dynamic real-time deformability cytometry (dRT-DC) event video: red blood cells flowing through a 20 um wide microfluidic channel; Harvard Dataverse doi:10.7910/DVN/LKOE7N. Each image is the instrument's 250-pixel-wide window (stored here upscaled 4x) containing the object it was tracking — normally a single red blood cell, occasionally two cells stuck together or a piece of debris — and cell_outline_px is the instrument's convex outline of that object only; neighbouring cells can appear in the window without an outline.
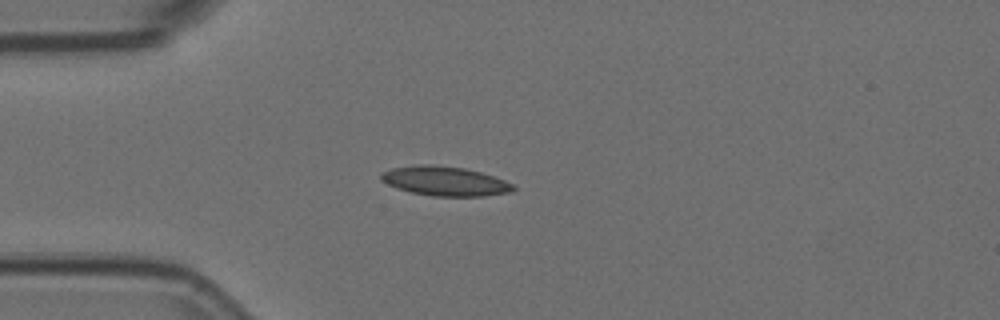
{"species": "Egyptian fruit bat (a non-hibernating species)", "species_latin": "Rousettus aegyptiacus", "temperature_condition": "room temperature", "stored_images_in_passage": 41, "camera_frame_rate_fps": 3000, "um_per_image_px": 0.085, "animal": {"sex": "female"}, "frame": {"image": 1, "passage_image": 1, "time_ms": 0.0, "image_size_px": [1000, 320], "cell_outline_px": [[516, 188], [512, 192], [484, 196], [432, 196], [412, 192], [396, 188], [380, 180], [380, 172], [392, 168], [420, 164], [432, 164], [464, 168], [480, 172], [504, 180], [512, 184]], "centroid_in_image_um": [37.79, 15.39], "position_along_channel_um": 47.2, "area_um2": 22.66}}
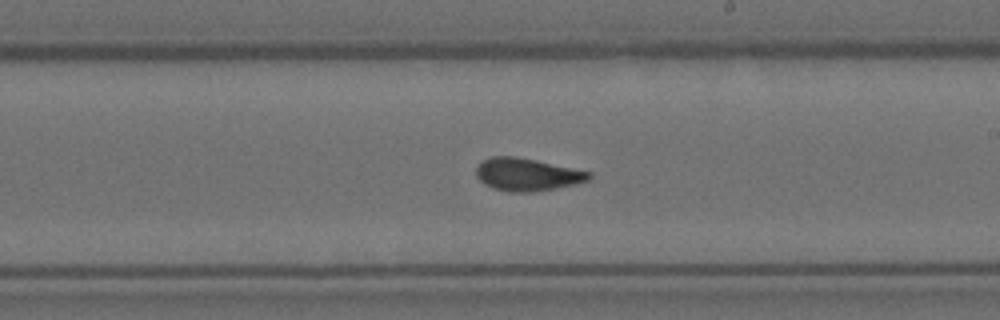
{"frame": {"image": 2, "passage_image": 18, "time_ms": 5.667, "image_size_px": [1000, 320], "cell_outline_px": [[592, 176], [588, 180], [576, 184], [556, 188], [532, 192], [508, 192], [492, 188], [484, 184], [476, 176], [476, 168], [484, 160], [492, 156], [516, 156], [536, 160], [592, 172]], "centroid_in_image_um": [44.81, 14.84], "position_along_channel_um": 244.2, "area_um2": 21.5}}
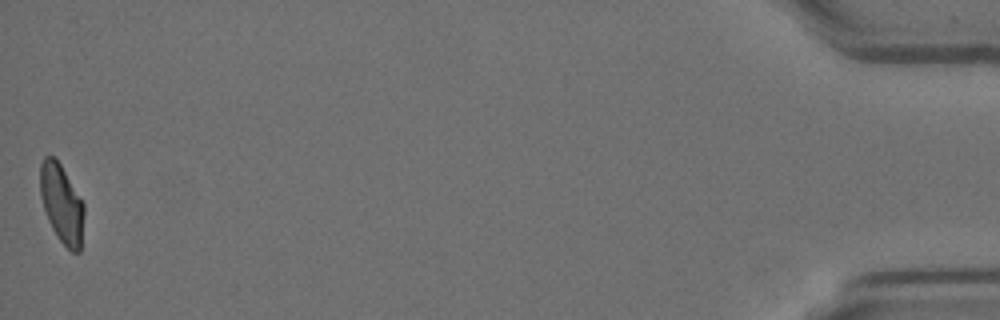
{"frame": {"image": 3, "passage_image": 41, "time_ms": 13.333, "image_size_px": [1000, 320], "cell_outline_px": [[84, 216], [80, 252], [72, 252], [56, 236], [48, 220], [40, 196], [40, 164], [44, 156], [56, 156], [84, 204]], "centroid_in_image_um": [5.24, 17.29], "position_along_channel_um": 430.0, "area_um2": 20.17}, "authors_computed_cell_mechanics": {"area_um2": 21.2704, "velocity_mm_per_s": 3.7145, "shape_relaxation_time_tau1_ms": 6.1257, "shape_relaxation_time_tau2_ms": 1.3551, "deformation_change_tau1": 0.1751, "deformation_change_tau2": 0.0572}}